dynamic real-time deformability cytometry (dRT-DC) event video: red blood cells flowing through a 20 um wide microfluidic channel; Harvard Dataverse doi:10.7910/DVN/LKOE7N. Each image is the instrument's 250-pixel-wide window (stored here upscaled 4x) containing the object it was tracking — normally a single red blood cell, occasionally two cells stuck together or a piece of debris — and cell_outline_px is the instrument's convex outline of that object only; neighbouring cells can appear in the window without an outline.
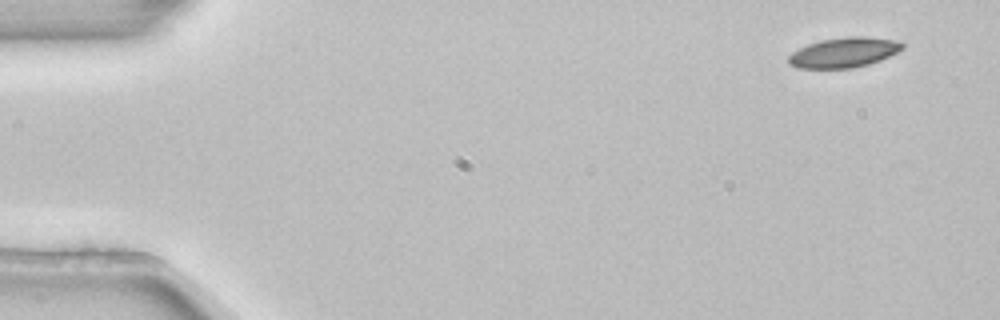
{"species": "common noctule bat (a hibernating species)", "species_latin": "Nyctalus noctula", "temperature_condition": "room temperature", "stored_images_in_passage": 3, "camera_frame_rate_fps": 3000, "um_per_image_px": 0.085, "animal": {"sex": "female", "body_mass_g": 22.7, "forearm_length_mm": 54.2}, "frame": {"image": 1, "passage_image": 1, "time_ms": 0.0, "image_size_px": [1000, 320], "cell_outline_px": [[904, 48], [880, 60], [868, 64], [852, 68], [796, 68], [788, 64], [788, 56], [792, 52], [808, 44], [820, 40], [848, 36], [864, 36], [892, 40], [904, 44]], "centroid_in_image_um": [71.68, 4.46], "position_along_channel_um": 13.3, "area_um2": 19.77}}
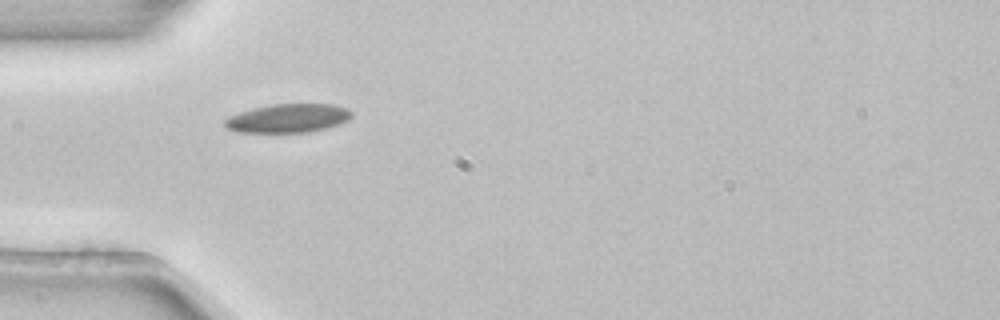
{"frame": {"image": 2, "passage_image": 3, "time_ms": 0.667, "image_size_px": [1000, 320], "cell_outline_px": [[352, 116], [348, 120], [340, 124], [328, 128], [308, 132], [236, 132], [228, 128], [224, 124], [224, 120], [228, 116], [240, 112], [272, 104], [332, 104], [348, 108], [352, 112]], "centroid_in_image_um": [24.52, 10.05], "position_along_channel_um": 60.5, "area_um2": 21.21}}